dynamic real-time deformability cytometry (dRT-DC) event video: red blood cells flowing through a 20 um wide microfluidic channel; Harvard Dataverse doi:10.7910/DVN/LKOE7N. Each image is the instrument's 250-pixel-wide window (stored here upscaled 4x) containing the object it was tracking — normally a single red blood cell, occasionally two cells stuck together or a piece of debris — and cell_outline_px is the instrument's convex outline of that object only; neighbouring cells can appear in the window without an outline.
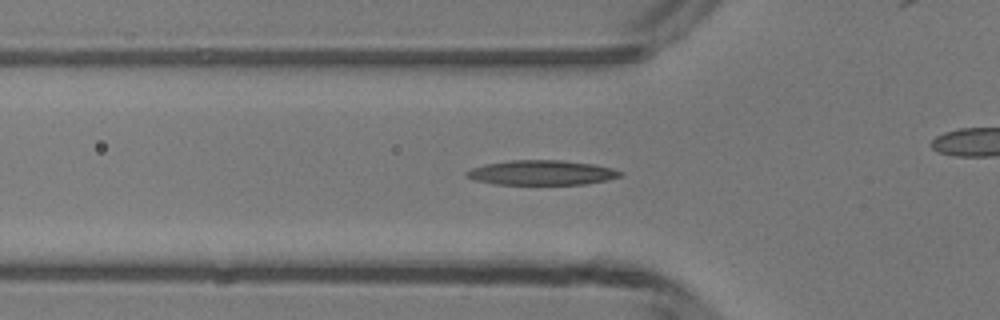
{"species": "common noctule bat (a hibernating species)", "species_latin": "Nyctalus noctula", "temperature_condition": "room temperature", "stored_images_in_passage": 39, "camera_frame_rate_fps": 3000, "um_per_image_px": 0.085, "animal": {"sex": "male", "body_mass_g": 13.3}, "frame": {"image": 1, "passage_image": 16, "time_ms": 5.0, "image_size_px": [1000, 320], "cell_outline_px": [[624, 176], [608, 180], [584, 184], [492, 184], [476, 180], [464, 176], [464, 172], [472, 168], [484, 164], [508, 160], [560, 160], [592, 164], [612, 168], [624, 172]], "centroid_in_image_um": [46.04, 14.67], "position_along_channel_um": 79.8, "area_um2": 22.31}}
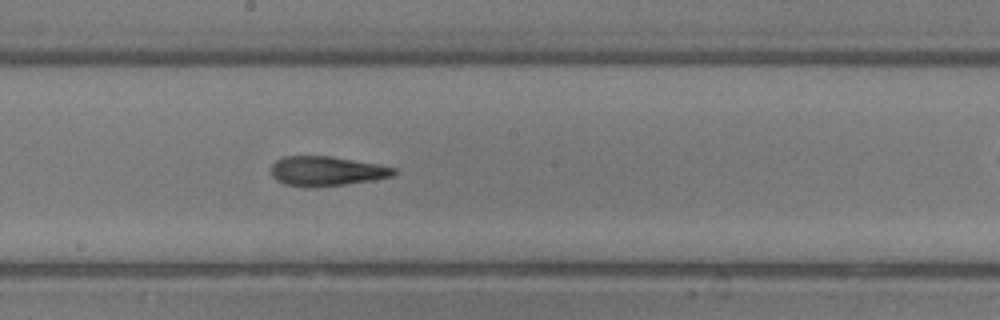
{"frame": {"image": 2, "passage_image": 26, "time_ms": 8.333, "image_size_px": [1000, 320], "cell_outline_px": [[396, 172], [392, 176], [372, 180], [316, 188], [312, 188], [284, 184], [276, 180], [272, 176], [272, 164], [276, 160], [284, 156], [332, 156], [380, 164], [396, 168]], "centroid_in_image_um": [27.75, 14.54], "position_along_channel_um": 220.5, "area_um2": 21.33}}
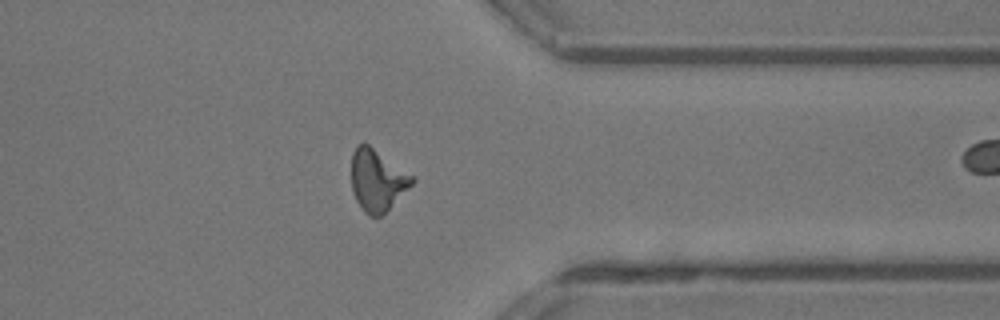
{"frame": {"image": 3, "passage_image": 38, "time_ms": 12.333, "image_size_px": [1000, 320], "cell_outline_px": [[416, 180], [380, 216], [368, 216], [364, 212], [356, 200], [352, 192], [352, 152], [356, 144], [368, 144], [412, 176]], "centroid_in_image_um": [32.02, 15.32], "position_along_channel_um": 379.4, "area_um2": 21.21}}